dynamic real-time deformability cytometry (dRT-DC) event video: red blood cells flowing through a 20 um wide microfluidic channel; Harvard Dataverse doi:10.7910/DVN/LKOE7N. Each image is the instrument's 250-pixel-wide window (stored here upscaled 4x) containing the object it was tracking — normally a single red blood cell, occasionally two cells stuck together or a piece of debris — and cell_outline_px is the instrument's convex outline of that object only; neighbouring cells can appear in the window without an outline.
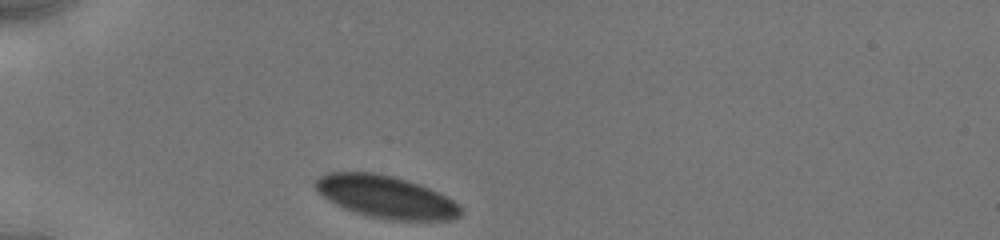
{"species": "human", "species_latin": "Homo sapiens", "temperature_condition": "cold", "stored_images_in_passage": 13, "camera_frame_rate_fps": 3000, "um_per_image_px": 0.085, "donor": {"sex": "male"}, "frame": {"image": 1, "passage_image": 1, "time_ms": 0.0, "image_size_px": [1000, 240], "cell_outline_px": [[460, 216], [452, 220], [388, 220], [368, 216], [344, 208], [328, 200], [316, 188], [316, 180], [320, 176], [328, 172], [372, 172], [392, 176], [408, 180], [420, 184], [452, 200], [460, 208]], "centroid_in_image_um": [32.79, 16.73], "position_along_channel_um": 52.2, "area_um2": 35.43}}
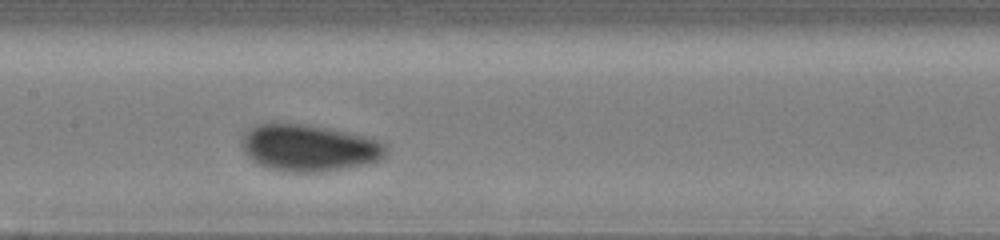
{"frame": {"image": 2, "passage_image": 10, "time_ms": 4.0, "image_size_px": [1000, 240], "cell_outline_px": [[388, 148], [384, 156], [380, 160], [368, 164], [320, 172], [288, 172], [268, 168], [252, 160], [244, 152], [240, 140], [240, 136], [256, 124], [300, 124], [344, 132], [376, 140], [384, 144]], "centroid_in_image_um": [26.22, 12.59], "position_along_channel_um": 181.2, "area_um2": 38.78}}
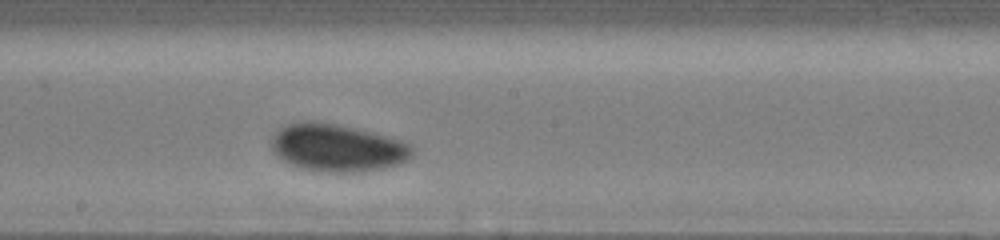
{"frame": {"image": 3, "passage_image": 13, "time_ms": 5.0, "image_size_px": [1000, 240], "cell_outline_px": [[416, 148], [412, 156], [408, 160], [400, 164], [384, 168], [360, 172], [320, 172], [300, 168], [288, 164], [272, 152], [272, 136], [280, 128], [288, 124], [300, 120], [312, 120], [336, 124], [356, 128], [372, 132], [400, 140], [412, 144]], "centroid_in_image_um": [28.68, 12.56], "position_along_channel_um": 219.5, "area_um2": 39.59}}